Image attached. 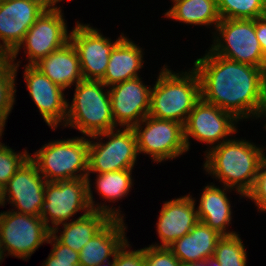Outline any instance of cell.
<instances>
[{"label": "cell", "mask_w": 266, "mask_h": 266, "mask_svg": "<svg viewBox=\"0 0 266 266\" xmlns=\"http://www.w3.org/2000/svg\"><path fill=\"white\" fill-rule=\"evenodd\" d=\"M132 169L106 172L97 176L96 187L103 199L115 201L127 195L132 187Z\"/></svg>", "instance_id": "27"}, {"label": "cell", "mask_w": 266, "mask_h": 266, "mask_svg": "<svg viewBox=\"0 0 266 266\" xmlns=\"http://www.w3.org/2000/svg\"><path fill=\"white\" fill-rule=\"evenodd\" d=\"M3 256H4V253H3V250L0 246V261H2L1 259H4Z\"/></svg>", "instance_id": "40"}, {"label": "cell", "mask_w": 266, "mask_h": 266, "mask_svg": "<svg viewBox=\"0 0 266 266\" xmlns=\"http://www.w3.org/2000/svg\"><path fill=\"white\" fill-rule=\"evenodd\" d=\"M79 210H85V212L92 210L88 200L87 178L46 182L40 217L51 234H56L58 225L65 223ZM49 220L52 226H55H49Z\"/></svg>", "instance_id": "8"}, {"label": "cell", "mask_w": 266, "mask_h": 266, "mask_svg": "<svg viewBox=\"0 0 266 266\" xmlns=\"http://www.w3.org/2000/svg\"><path fill=\"white\" fill-rule=\"evenodd\" d=\"M262 115L266 117V104L260 109L256 117H262ZM265 129H266V125H265Z\"/></svg>", "instance_id": "38"}, {"label": "cell", "mask_w": 266, "mask_h": 266, "mask_svg": "<svg viewBox=\"0 0 266 266\" xmlns=\"http://www.w3.org/2000/svg\"><path fill=\"white\" fill-rule=\"evenodd\" d=\"M121 35L114 43L98 30L78 23L70 32V42L75 47L81 66L83 80L101 81L104 78L110 54Z\"/></svg>", "instance_id": "13"}, {"label": "cell", "mask_w": 266, "mask_h": 266, "mask_svg": "<svg viewBox=\"0 0 266 266\" xmlns=\"http://www.w3.org/2000/svg\"><path fill=\"white\" fill-rule=\"evenodd\" d=\"M213 256L220 266H246L245 246L239 234L222 236L216 244Z\"/></svg>", "instance_id": "29"}, {"label": "cell", "mask_w": 266, "mask_h": 266, "mask_svg": "<svg viewBox=\"0 0 266 266\" xmlns=\"http://www.w3.org/2000/svg\"><path fill=\"white\" fill-rule=\"evenodd\" d=\"M123 219H111L79 252L80 266H95L114 257L127 241Z\"/></svg>", "instance_id": "19"}, {"label": "cell", "mask_w": 266, "mask_h": 266, "mask_svg": "<svg viewBox=\"0 0 266 266\" xmlns=\"http://www.w3.org/2000/svg\"><path fill=\"white\" fill-rule=\"evenodd\" d=\"M165 67L151 89L149 116L184 125L189 113L201 99L199 75L194 68L190 73L179 75Z\"/></svg>", "instance_id": "3"}, {"label": "cell", "mask_w": 266, "mask_h": 266, "mask_svg": "<svg viewBox=\"0 0 266 266\" xmlns=\"http://www.w3.org/2000/svg\"><path fill=\"white\" fill-rule=\"evenodd\" d=\"M103 87L102 81L95 80H82L76 84L71 106L68 102L64 127H74L88 137L116 127L109 91L104 93Z\"/></svg>", "instance_id": "5"}, {"label": "cell", "mask_w": 266, "mask_h": 266, "mask_svg": "<svg viewBox=\"0 0 266 266\" xmlns=\"http://www.w3.org/2000/svg\"><path fill=\"white\" fill-rule=\"evenodd\" d=\"M201 98L231 113L237 120L257 116L266 104V71L228 60L211 50L194 62ZM252 114V115H251Z\"/></svg>", "instance_id": "1"}, {"label": "cell", "mask_w": 266, "mask_h": 266, "mask_svg": "<svg viewBox=\"0 0 266 266\" xmlns=\"http://www.w3.org/2000/svg\"><path fill=\"white\" fill-rule=\"evenodd\" d=\"M106 263H107V266H113V262L111 263L110 261H108V262H102V263H100L98 265H95V266H106L105 265Z\"/></svg>", "instance_id": "39"}, {"label": "cell", "mask_w": 266, "mask_h": 266, "mask_svg": "<svg viewBox=\"0 0 266 266\" xmlns=\"http://www.w3.org/2000/svg\"><path fill=\"white\" fill-rule=\"evenodd\" d=\"M112 218L101 211L91 210L84 212L72 222L63 223L64 230L58 237L52 234L61 244L68 246L76 252L87 244Z\"/></svg>", "instance_id": "24"}, {"label": "cell", "mask_w": 266, "mask_h": 266, "mask_svg": "<svg viewBox=\"0 0 266 266\" xmlns=\"http://www.w3.org/2000/svg\"><path fill=\"white\" fill-rule=\"evenodd\" d=\"M53 0H0V55L9 56Z\"/></svg>", "instance_id": "12"}, {"label": "cell", "mask_w": 266, "mask_h": 266, "mask_svg": "<svg viewBox=\"0 0 266 266\" xmlns=\"http://www.w3.org/2000/svg\"><path fill=\"white\" fill-rule=\"evenodd\" d=\"M2 205V188L0 187V206Z\"/></svg>", "instance_id": "41"}, {"label": "cell", "mask_w": 266, "mask_h": 266, "mask_svg": "<svg viewBox=\"0 0 266 266\" xmlns=\"http://www.w3.org/2000/svg\"><path fill=\"white\" fill-rule=\"evenodd\" d=\"M180 261L168 247H145V266H179Z\"/></svg>", "instance_id": "32"}, {"label": "cell", "mask_w": 266, "mask_h": 266, "mask_svg": "<svg viewBox=\"0 0 266 266\" xmlns=\"http://www.w3.org/2000/svg\"><path fill=\"white\" fill-rule=\"evenodd\" d=\"M19 64L11 62L8 56L0 55V134L13 108L15 76Z\"/></svg>", "instance_id": "26"}, {"label": "cell", "mask_w": 266, "mask_h": 266, "mask_svg": "<svg viewBox=\"0 0 266 266\" xmlns=\"http://www.w3.org/2000/svg\"><path fill=\"white\" fill-rule=\"evenodd\" d=\"M53 243V249L43 266H80L79 252L61 244L51 233L46 243Z\"/></svg>", "instance_id": "31"}, {"label": "cell", "mask_w": 266, "mask_h": 266, "mask_svg": "<svg viewBox=\"0 0 266 266\" xmlns=\"http://www.w3.org/2000/svg\"><path fill=\"white\" fill-rule=\"evenodd\" d=\"M237 120L231 113L204 101L202 98L195 104L184 124V139L189 150V136L198 141L213 144L220 139L234 134Z\"/></svg>", "instance_id": "15"}, {"label": "cell", "mask_w": 266, "mask_h": 266, "mask_svg": "<svg viewBox=\"0 0 266 266\" xmlns=\"http://www.w3.org/2000/svg\"><path fill=\"white\" fill-rule=\"evenodd\" d=\"M256 37L266 57V15L255 19Z\"/></svg>", "instance_id": "35"}, {"label": "cell", "mask_w": 266, "mask_h": 266, "mask_svg": "<svg viewBox=\"0 0 266 266\" xmlns=\"http://www.w3.org/2000/svg\"><path fill=\"white\" fill-rule=\"evenodd\" d=\"M221 19H248L266 15V0H217Z\"/></svg>", "instance_id": "28"}, {"label": "cell", "mask_w": 266, "mask_h": 266, "mask_svg": "<svg viewBox=\"0 0 266 266\" xmlns=\"http://www.w3.org/2000/svg\"><path fill=\"white\" fill-rule=\"evenodd\" d=\"M202 266H220V264L217 261V259L214 256H212V257H209L206 260H203L202 261Z\"/></svg>", "instance_id": "36"}, {"label": "cell", "mask_w": 266, "mask_h": 266, "mask_svg": "<svg viewBox=\"0 0 266 266\" xmlns=\"http://www.w3.org/2000/svg\"><path fill=\"white\" fill-rule=\"evenodd\" d=\"M88 150V138L64 139L44 145L35 152L34 157L29 158L36 164L46 181L87 178Z\"/></svg>", "instance_id": "6"}, {"label": "cell", "mask_w": 266, "mask_h": 266, "mask_svg": "<svg viewBox=\"0 0 266 266\" xmlns=\"http://www.w3.org/2000/svg\"><path fill=\"white\" fill-rule=\"evenodd\" d=\"M221 237L216 230L199 221L189 233L168 248L180 262H199L214 255L216 244Z\"/></svg>", "instance_id": "21"}, {"label": "cell", "mask_w": 266, "mask_h": 266, "mask_svg": "<svg viewBox=\"0 0 266 266\" xmlns=\"http://www.w3.org/2000/svg\"><path fill=\"white\" fill-rule=\"evenodd\" d=\"M255 201L258 209L266 211V156L264 155L252 190L245 196Z\"/></svg>", "instance_id": "33"}, {"label": "cell", "mask_w": 266, "mask_h": 266, "mask_svg": "<svg viewBox=\"0 0 266 266\" xmlns=\"http://www.w3.org/2000/svg\"><path fill=\"white\" fill-rule=\"evenodd\" d=\"M50 5L37 18L35 23L28 30L19 46L8 56L13 62L23 45L29 58L28 65H34L42 58L48 56L65 46L70 41L65 19L60 7Z\"/></svg>", "instance_id": "9"}, {"label": "cell", "mask_w": 266, "mask_h": 266, "mask_svg": "<svg viewBox=\"0 0 266 266\" xmlns=\"http://www.w3.org/2000/svg\"><path fill=\"white\" fill-rule=\"evenodd\" d=\"M113 130L91 136V138H98L100 136L109 138V141L94 142L89 140L88 150V200L92 210L101 211L108 214L113 219H123L118 213L119 210H114L109 206L98 205L93 201V194L90 187V172H97L99 174L106 172H113L125 169H133L137 159V138L133 128H124V130ZM94 205V206H93ZM109 207V208H108ZM123 217V218H122Z\"/></svg>", "instance_id": "4"}, {"label": "cell", "mask_w": 266, "mask_h": 266, "mask_svg": "<svg viewBox=\"0 0 266 266\" xmlns=\"http://www.w3.org/2000/svg\"><path fill=\"white\" fill-rule=\"evenodd\" d=\"M60 1H62V0H53V4L56 5V3H57V2H60Z\"/></svg>", "instance_id": "42"}, {"label": "cell", "mask_w": 266, "mask_h": 266, "mask_svg": "<svg viewBox=\"0 0 266 266\" xmlns=\"http://www.w3.org/2000/svg\"><path fill=\"white\" fill-rule=\"evenodd\" d=\"M29 157L27 151L17 154L0 142V187L2 189Z\"/></svg>", "instance_id": "30"}, {"label": "cell", "mask_w": 266, "mask_h": 266, "mask_svg": "<svg viewBox=\"0 0 266 266\" xmlns=\"http://www.w3.org/2000/svg\"><path fill=\"white\" fill-rule=\"evenodd\" d=\"M43 178L36 164L28 158L3 187L2 205L9 197L10 203L18 210L15 212L41 216L47 182Z\"/></svg>", "instance_id": "14"}, {"label": "cell", "mask_w": 266, "mask_h": 266, "mask_svg": "<svg viewBox=\"0 0 266 266\" xmlns=\"http://www.w3.org/2000/svg\"><path fill=\"white\" fill-rule=\"evenodd\" d=\"M24 79L30 96L37 105L44 121L52 130L66 120L68 103L63 89L53 83L34 65L25 66Z\"/></svg>", "instance_id": "17"}, {"label": "cell", "mask_w": 266, "mask_h": 266, "mask_svg": "<svg viewBox=\"0 0 266 266\" xmlns=\"http://www.w3.org/2000/svg\"><path fill=\"white\" fill-rule=\"evenodd\" d=\"M179 266H202V261L192 263L180 262Z\"/></svg>", "instance_id": "37"}, {"label": "cell", "mask_w": 266, "mask_h": 266, "mask_svg": "<svg viewBox=\"0 0 266 266\" xmlns=\"http://www.w3.org/2000/svg\"><path fill=\"white\" fill-rule=\"evenodd\" d=\"M195 204L190 195L165 202L156 224L162 244L151 246L169 247L189 233L199 222Z\"/></svg>", "instance_id": "18"}, {"label": "cell", "mask_w": 266, "mask_h": 266, "mask_svg": "<svg viewBox=\"0 0 266 266\" xmlns=\"http://www.w3.org/2000/svg\"><path fill=\"white\" fill-rule=\"evenodd\" d=\"M108 91L115 125L133 128L149 115L151 88L140 77L115 84Z\"/></svg>", "instance_id": "16"}, {"label": "cell", "mask_w": 266, "mask_h": 266, "mask_svg": "<svg viewBox=\"0 0 266 266\" xmlns=\"http://www.w3.org/2000/svg\"><path fill=\"white\" fill-rule=\"evenodd\" d=\"M129 244L125 241L113 257V266H145V248L127 251Z\"/></svg>", "instance_id": "34"}, {"label": "cell", "mask_w": 266, "mask_h": 266, "mask_svg": "<svg viewBox=\"0 0 266 266\" xmlns=\"http://www.w3.org/2000/svg\"><path fill=\"white\" fill-rule=\"evenodd\" d=\"M231 205L224 190L214 185H207L200 197L197 215L200 222L216 230L222 236L235 235L227 232L231 218Z\"/></svg>", "instance_id": "23"}, {"label": "cell", "mask_w": 266, "mask_h": 266, "mask_svg": "<svg viewBox=\"0 0 266 266\" xmlns=\"http://www.w3.org/2000/svg\"><path fill=\"white\" fill-rule=\"evenodd\" d=\"M142 49L137 47L132 41L123 37L114 47L110 54L109 63L101 80L105 86L138 78V70L142 65Z\"/></svg>", "instance_id": "22"}, {"label": "cell", "mask_w": 266, "mask_h": 266, "mask_svg": "<svg viewBox=\"0 0 266 266\" xmlns=\"http://www.w3.org/2000/svg\"><path fill=\"white\" fill-rule=\"evenodd\" d=\"M141 124L146 125L144 130ZM133 129L137 138L138 154H149L156 162L173 159L188 151L184 139V125L176 121L148 115Z\"/></svg>", "instance_id": "11"}, {"label": "cell", "mask_w": 266, "mask_h": 266, "mask_svg": "<svg viewBox=\"0 0 266 266\" xmlns=\"http://www.w3.org/2000/svg\"><path fill=\"white\" fill-rule=\"evenodd\" d=\"M216 28L223 40L215 38L210 48L214 54L266 71V57L256 37L255 19H221Z\"/></svg>", "instance_id": "7"}, {"label": "cell", "mask_w": 266, "mask_h": 266, "mask_svg": "<svg viewBox=\"0 0 266 266\" xmlns=\"http://www.w3.org/2000/svg\"><path fill=\"white\" fill-rule=\"evenodd\" d=\"M209 149L204 169L219 181H223L224 190H236L246 196L253 188L258 174L264 149L246 140H227Z\"/></svg>", "instance_id": "2"}, {"label": "cell", "mask_w": 266, "mask_h": 266, "mask_svg": "<svg viewBox=\"0 0 266 266\" xmlns=\"http://www.w3.org/2000/svg\"><path fill=\"white\" fill-rule=\"evenodd\" d=\"M165 16L186 24L210 26L215 23V27L221 20L217 0H174Z\"/></svg>", "instance_id": "25"}, {"label": "cell", "mask_w": 266, "mask_h": 266, "mask_svg": "<svg viewBox=\"0 0 266 266\" xmlns=\"http://www.w3.org/2000/svg\"><path fill=\"white\" fill-rule=\"evenodd\" d=\"M34 66L63 90L74 82L77 84L83 80L79 57L70 41L39 60Z\"/></svg>", "instance_id": "20"}, {"label": "cell", "mask_w": 266, "mask_h": 266, "mask_svg": "<svg viewBox=\"0 0 266 266\" xmlns=\"http://www.w3.org/2000/svg\"><path fill=\"white\" fill-rule=\"evenodd\" d=\"M51 231L40 216L18 212L0 213V246L14 257L26 259L44 242Z\"/></svg>", "instance_id": "10"}]
</instances>
